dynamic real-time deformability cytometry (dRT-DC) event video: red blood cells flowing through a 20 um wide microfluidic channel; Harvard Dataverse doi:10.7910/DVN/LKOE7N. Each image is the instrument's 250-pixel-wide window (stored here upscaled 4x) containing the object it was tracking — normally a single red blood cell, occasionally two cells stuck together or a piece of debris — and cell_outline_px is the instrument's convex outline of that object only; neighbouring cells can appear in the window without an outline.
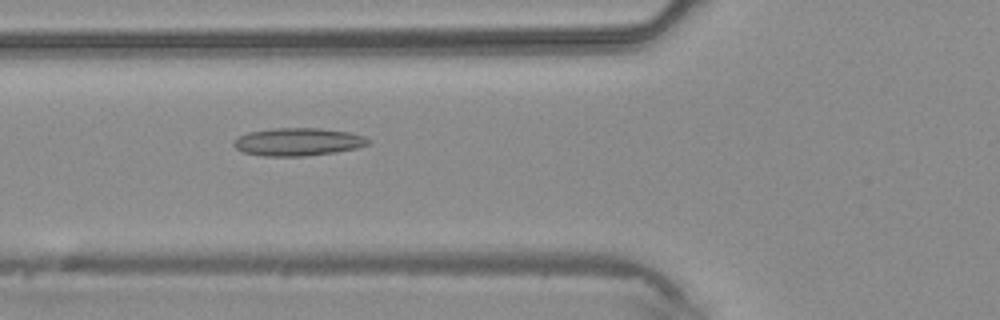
{"species": "common noctule bat (a hibernating species)", "species_latin": "Nyctalus noctula", "temperature_condition": "warm", "stored_images_in_passage": 43, "camera_frame_rate_fps": 3000, "um_per_image_px": 0.085, "animal": {"sex": "male", "body_mass_g": 20.4}, "frame": {"image": 1, "passage_image": 16, "time_ms": 5.0, "image_size_px": [1000, 320], "cell_outline_px": [[372, 144], [356, 148], [336, 152], [304, 156], [264, 156], [244, 152], [236, 148], [232, 144], [232, 140], [248, 132], [272, 128], [320, 128], [348, 132], [364, 136], [372, 140]], "centroid_in_image_um": [25.35, 12.05], "position_along_channel_um": 100.5, "area_um2": 21.96}}
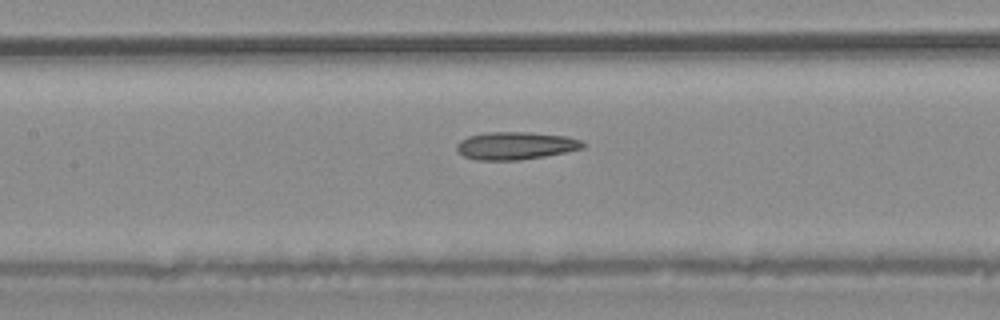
{"frame": {"image": 2, "passage_image": 20, "time_ms": 6.333, "image_size_px": [1000, 320], "cell_outline_px": [[584, 148], [544, 156], [520, 160], [476, 160], [464, 156], [456, 148], [456, 144], [460, 140], [468, 136], [488, 132], [528, 132], [568, 136], [580, 140], [584, 144]], "centroid_in_image_um": [43.81, 12.38], "position_along_channel_um": 163.6, "area_um2": 20.29}}
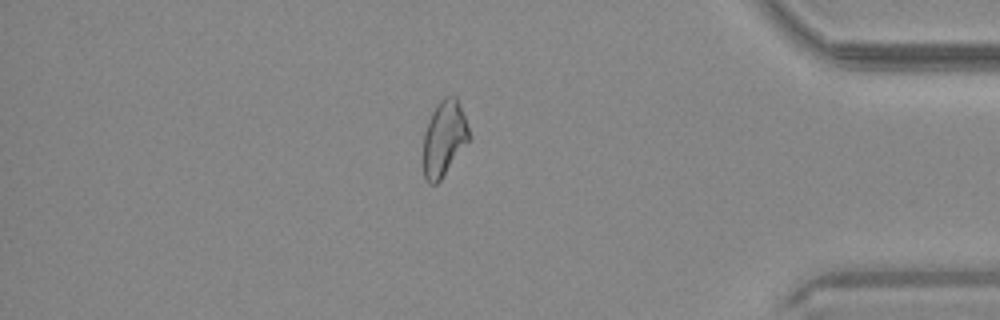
{"frame": {"image": 3, "passage_image": 37, "time_ms": 12.0, "image_size_px": [1000, 320], "cell_outline_px": [[472, 136], [440, 180], [436, 184], [428, 184], [424, 180], [424, 132], [428, 120], [436, 104], [444, 96], [456, 96], [460, 104]], "centroid_in_image_um": [37.75, 11.74], "position_along_channel_um": 397.4, "area_um2": 20.17}}